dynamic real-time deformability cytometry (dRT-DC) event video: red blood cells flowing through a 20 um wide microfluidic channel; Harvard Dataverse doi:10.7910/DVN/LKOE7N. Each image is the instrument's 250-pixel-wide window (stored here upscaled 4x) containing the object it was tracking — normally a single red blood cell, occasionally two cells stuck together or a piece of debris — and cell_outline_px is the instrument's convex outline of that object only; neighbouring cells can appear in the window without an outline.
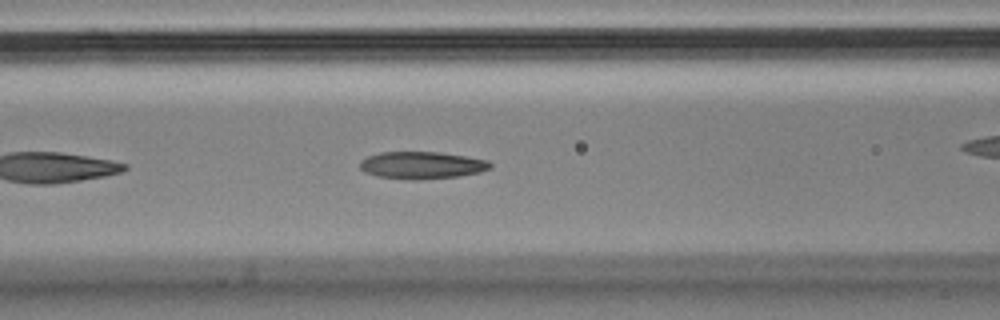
{"species": "Egyptian fruit bat (a non-hibernating species)", "species_latin": "Rousettus aegyptiacus", "temperature_condition": "cold", "stored_images_in_passage": 20, "camera_frame_rate_fps": 3000, "um_per_image_px": 0.085, "animal": {"sex": "male"}, "frame": {"image": 1, "passage_image": 9, "time_ms": 2.667, "image_size_px": [1000, 320], "cell_outline_px": [[492, 168], [480, 172], [460, 176], [420, 180], [408, 180], [380, 176], [364, 172], [360, 168], [360, 160], [368, 156], [380, 152], [440, 152], [488, 160], [492, 164]], "centroid_in_image_um": [35.87, 14.05], "position_along_channel_um": 130.7, "area_um2": 20.81}}